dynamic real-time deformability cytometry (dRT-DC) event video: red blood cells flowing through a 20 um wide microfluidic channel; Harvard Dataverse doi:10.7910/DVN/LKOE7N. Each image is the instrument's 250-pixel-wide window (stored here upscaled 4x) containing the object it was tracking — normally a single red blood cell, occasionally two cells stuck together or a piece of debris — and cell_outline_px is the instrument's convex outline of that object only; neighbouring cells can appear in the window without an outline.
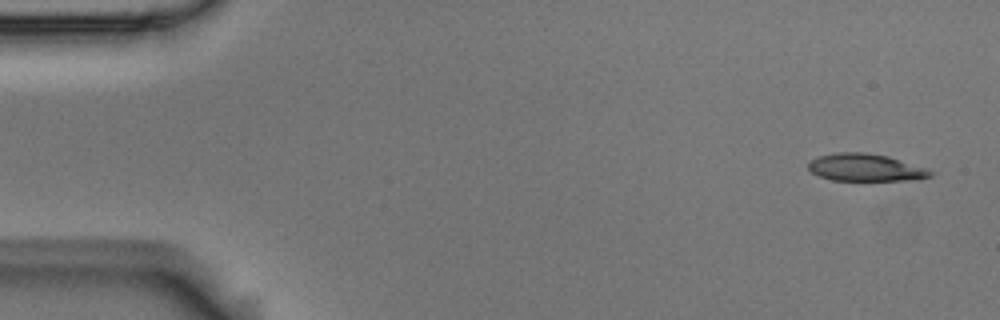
{"species": "Egyptian fruit bat (a non-hibernating species)", "species_latin": "Rousettus aegyptiacus", "temperature_condition": "room temperature", "stored_images_in_passage": 10, "camera_frame_rate_fps": 3000, "um_per_image_px": 0.085, "animal": {"sex": "male"}, "frame": {"image": 1, "passage_image": 1, "time_ms": 0.0, "image_size_px": [1000, 320], "cell_outline_px": [[936, 172], [932, 176], [908, 180], [832, 180], [820, 176], [812, 172], [808, 168], [808, 164], [812, 160], [820, 156], [836, 152], [864, 152], [888, 156], [928, 168]], "centroid_in_image_um": [73.61, 14.23], "position_along_channel_um": 11.4, "area_um2": 19.42}}
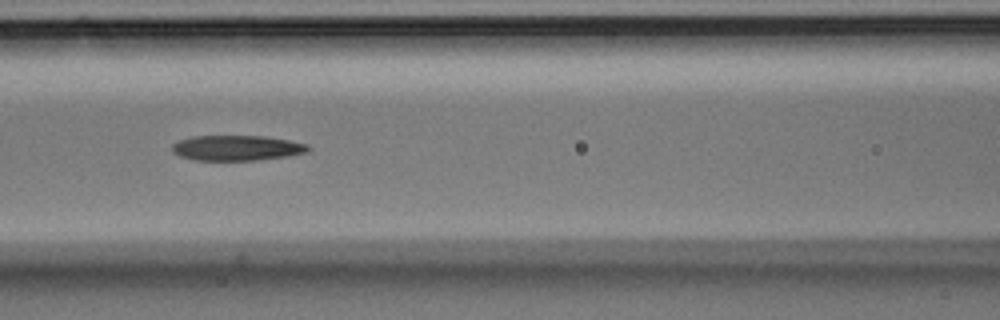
{"frame": {"image": 2, "passage_image": 7, "time_ms": 2.0, "image_size_px": [1000, 320], "cell_outline_px": [[312, 148], [308, 152], [288, 156], [256, 160], [192, 160], [180, 156], [172, 152], [172, 144], [180, 140], [192, 136], [264, 136], [288, 140], [308, 144]], "centroid_in_image_um": [20.14, 12.57], "position_along_channel_um": 146.5, "area_um2": 20.11}}
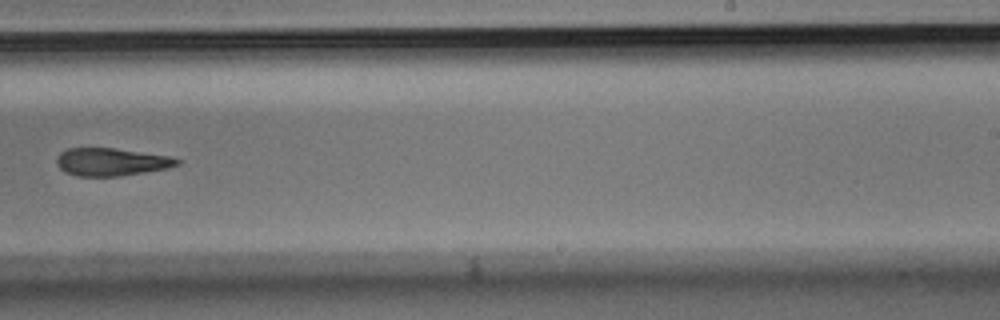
{"frame": {"image": 3, "passage_image": 10, "time_ms": 3.0, "image_size_px": [1000, 320], "cell_outline_px": [[180, 164], [168, 168], [120, 176], [76, 176], [64, 172], [56, 164], [56, 160], [60, 152], [68, 148], [112, 148], [168, 156], [180, 160]], "centroid_in_image_um": [9.42, 13.77], "position_along_channel_um": 279.6, "area_um2": 19.36}}